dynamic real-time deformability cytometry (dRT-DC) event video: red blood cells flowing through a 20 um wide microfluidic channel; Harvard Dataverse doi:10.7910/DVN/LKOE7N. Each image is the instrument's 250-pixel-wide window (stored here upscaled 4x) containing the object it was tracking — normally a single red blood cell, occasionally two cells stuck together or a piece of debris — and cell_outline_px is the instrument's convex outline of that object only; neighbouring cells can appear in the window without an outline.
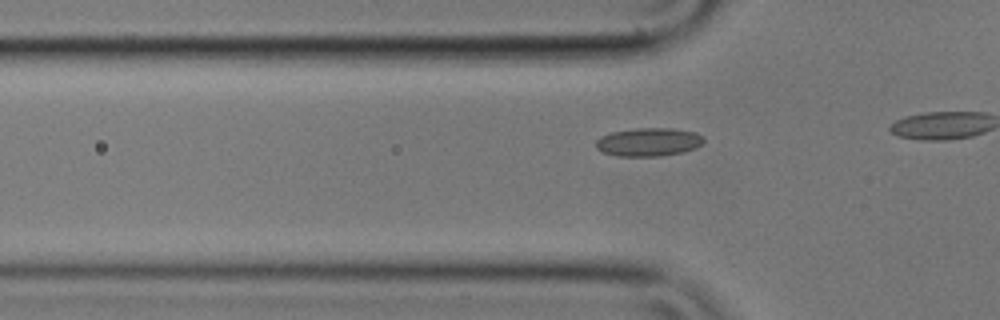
{"species": "common noctule bat (a hibernating species)", "species_latin": "Nyctalus noctula", "temperature_condition": "cold", "stored_images_in_passage": 17, "camera_frame_rate_fps": 3000, "um_per_image_px": 0.085, "animal": {"sex": "male", "body_mass_g": 17.9}, "frame": {"image": 1, "passage_image": 15, "time_ms": 4.667, "image_size_px": [1000, 320], "cell_outline_px": [[704, 140], [696, 148], [684, 152], [660, 156], [616, 156], [604, 152], [596, 148], [596, 140], [600, 136], [612, 132], [636, 128], [672, 128], [696, 132], [704, 136]], "centroid_in_image_um": [55.14, 12.07], "position_along_channel_um": 70.7, "area_um2": 17.92}}